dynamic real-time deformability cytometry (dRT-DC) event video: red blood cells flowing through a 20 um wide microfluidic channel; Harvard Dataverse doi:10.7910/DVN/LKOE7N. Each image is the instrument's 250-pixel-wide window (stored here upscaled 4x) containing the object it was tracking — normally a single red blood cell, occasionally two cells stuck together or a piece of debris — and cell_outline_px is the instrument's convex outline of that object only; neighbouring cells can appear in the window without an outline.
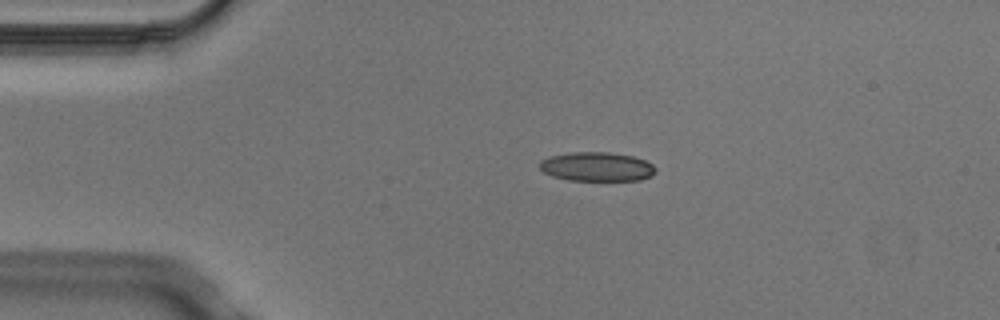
{"species": "Egyptian fruit bat (a non-hibernating species)", "species_latin": "Rousettus aegyptiacus", "temperature_condition": "cold", "stored_images_in_passage": 2, "camera_frame_rate_fps": 3000, "um_per_image_px": 0.085, "animal": {"sex": "male"}, "frame": {"image": 1, "passage_image": 2, "time_ms": 0.333, "image_size_px": [1000, 320], "cell_outline_px": [[656, 172], [652, 176], [640, 180], [568, 180], [552, 176], [544, 172], [540, 168], [540, 160], [552, 156], [572, 152], [608, 152], [632, 156], [644, 160], [652, 164], [656, 168]], "centroid_in_image_um": [50.75, 14.17], "position_along_channel_um": 34.3, "area_um2": 19.59}}